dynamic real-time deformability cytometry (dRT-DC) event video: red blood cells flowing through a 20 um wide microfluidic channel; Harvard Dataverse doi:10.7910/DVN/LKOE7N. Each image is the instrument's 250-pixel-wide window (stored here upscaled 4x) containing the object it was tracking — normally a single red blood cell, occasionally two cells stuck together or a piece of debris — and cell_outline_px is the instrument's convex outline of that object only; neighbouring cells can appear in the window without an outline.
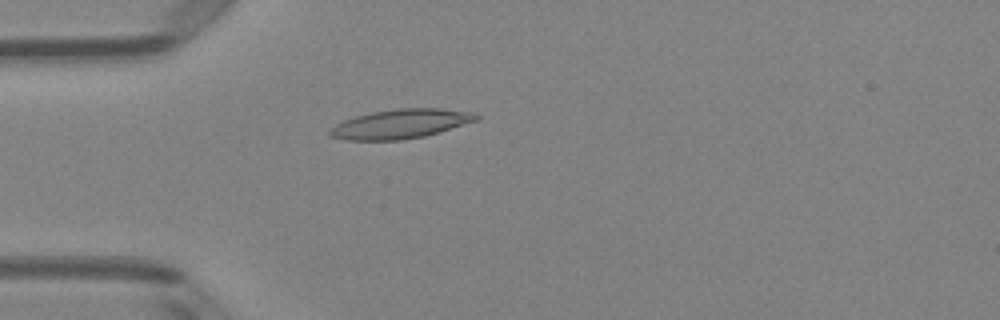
{"species": "Egyptian fruit bat (a non-hibernating species)", "species_latin": "Rousettus aegyptiacus", "temperature_condition": "room temperature", "stored_images_in_passage": 50, "camera_frame_rate_fps": 3000, "um_per_image_px": 0.085, "animal": {"sex": "female"}, "frame": {"image": 1, "passage_image": 14, "time_ms": 4.333, "image_size_px": [1000, 320], "cell_outline_px": [[480, 116], [476, 120], [440, 132], [424, 136], [400, 140], [344, 140], [328, 136], [328, 128], [344, 120], [356, 116], [372, 112], [396, 108], [440, 108], [476, 112]], "centroid_in_image_um": [34.02, 10.53], "position_along_channel_um": 51.0, "area_um2": 25.14}}
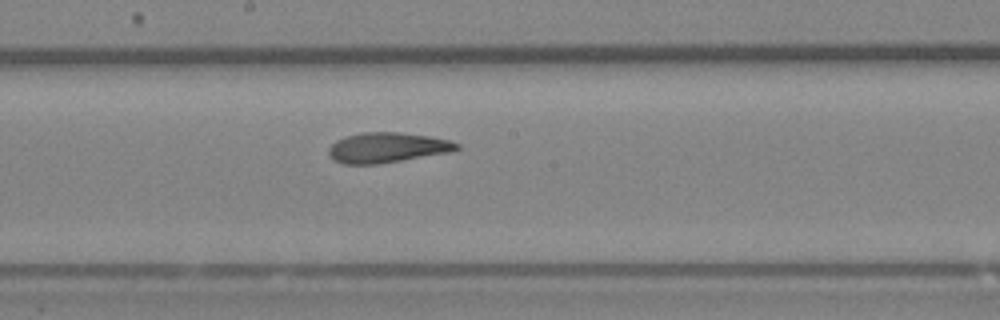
{"frame": {"image": 2, "passage_image": 27, "time_ms": 8.667, "image_size_px": [1000, 320], "cell_outline_px": [[460, 148], [444, 152], [400, 160], [376, 164], [344, 164], [332, 160], [328, 152], [328, 148], [336, 140], [344, 136], [364, 132], [400, 132], [428, 136], [448, 140], [460, 144]], "centroid_in_image_um": [32.81, 12.53], "position_along_channel_um": 215.4, "area_um2": 22.14}}
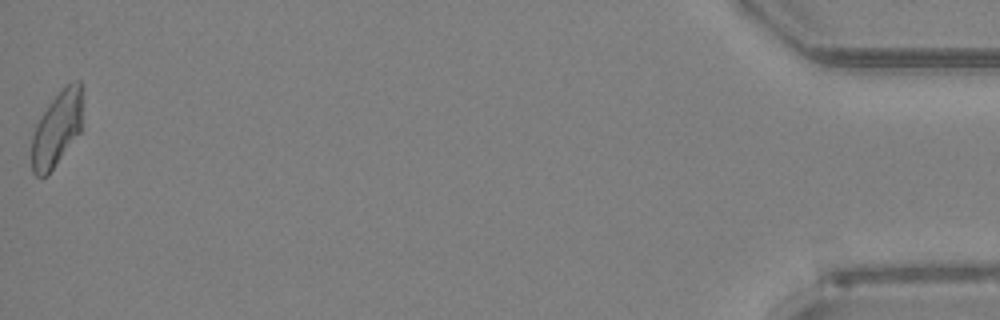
{"frame": {"image": 3, "passage_image": 50, "time_ms": 16.333, "image_size_px": [1000, 320], "cell_outline_px": [[80, 132], [52, 168], [44, 176], [36, 176], [32, 172], [32, 124], [48, 104], [72, 80], [80, 80]], "centroid_in_image_um": [4.76, 10.95], "position_along_channel_um": 430.4, "area_um2": 21.73}, "authors_computed_cell_mechanics": {"area_um2": 22.9755, "velocity_mm_per_s": 4.045, "shape_relaxation_time_tau1_ms": 5.0485, "shape_relaxation_time_tau2_ms": 1.6732, "deformation_change_tau1": 0.1678, "deformation_change_tau2": 0.0957}}